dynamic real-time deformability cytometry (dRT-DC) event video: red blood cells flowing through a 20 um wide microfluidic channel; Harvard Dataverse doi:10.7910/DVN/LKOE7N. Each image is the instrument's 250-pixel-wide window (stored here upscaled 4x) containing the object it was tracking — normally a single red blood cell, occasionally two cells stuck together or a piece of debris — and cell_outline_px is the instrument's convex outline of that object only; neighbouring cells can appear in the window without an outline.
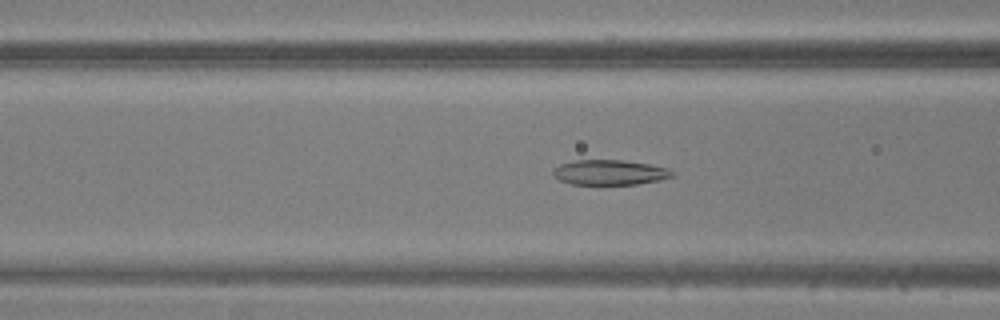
{"species": "common noctule bat (a hibernating species)", "species_latin": "Nyctalus noctula", "temperature_condition": "warm", "stored_images_in_passage": 48, "camera_frame_rate_fps": 3000, "um_per_image_px": 0.085, "animal": {"sex": "male", "body_mass_g": 20.5, "forearm_length_mm": 52.5}, "frame": {"image": 1, "passage_image": 19, "time_ms": 6.0, "image_size_px": [1000, 320], "cell_outline_px": [[676, 176], [660, 180], [636, 184], [572, 184], [560, 180], [552, 172], [552, 168], [560, 164], [572, 160], [624, 160], [648, 164], [668, 168], [676, 172]], "centroid_in_image_um": [51.86, 14.64], "position_along_channel_um": 114.7, "area_um2": 17.51}}
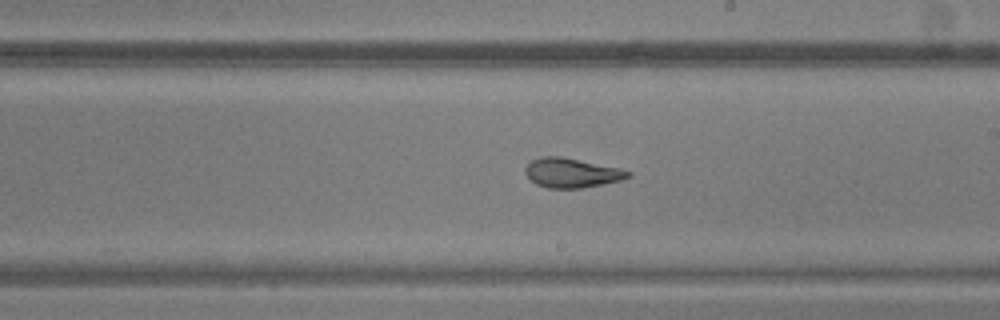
{"frame": {"image": 2, "passage_image": 28, "time_ms": 9.0, "image_size_px": [1000, 320], "cell_outline_px": [[632, 176], [620, 180], [580, 188], [548, 188], [536, 184], [524, 172], [524, 168], [532, 160], [540, 156], [560, 156], [620, 168], [632, 172]], "centroid_in_image_um": [48.58, 14.68], "position_along_channel_um": 240.4, "area_um2": 17.51}}
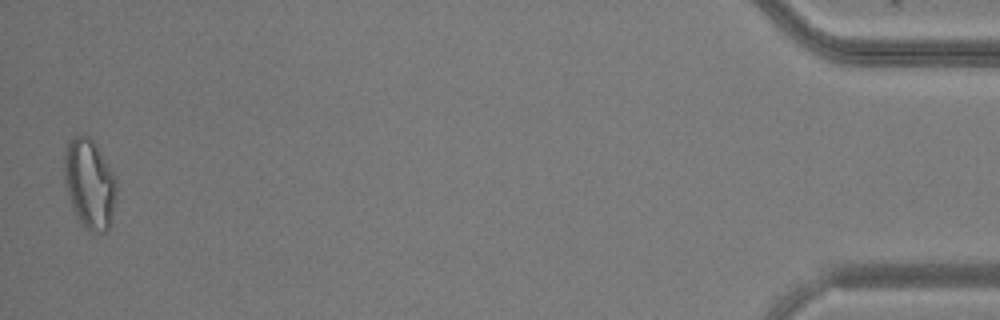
{"frame": {"image": 3, "passage_image": 48, "time_ms": 15.667, "image_size_px": [1000, 320], "cell_outline_px": [[116, 192], [112, 212], [108, 228], [104, 232], [88, 232], [72, 208], [64, 180], [64, 156], [68, 144], [76, 136], [88, 136], [96, 144], [116, 176]], "centroid_in_image_um": [7.61, 15.62], "position_along_channel_um": 427.6, "area_um2": 26.88}}